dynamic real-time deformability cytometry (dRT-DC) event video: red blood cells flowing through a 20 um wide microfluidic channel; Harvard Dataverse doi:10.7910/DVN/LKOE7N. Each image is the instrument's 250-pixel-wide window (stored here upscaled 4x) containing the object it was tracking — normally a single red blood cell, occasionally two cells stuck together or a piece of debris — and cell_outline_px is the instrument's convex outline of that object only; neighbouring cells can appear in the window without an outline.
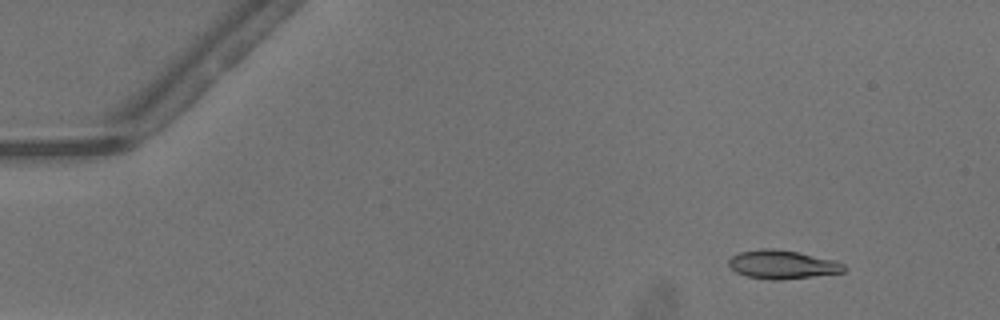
{"species": "common noctule bat (a hibernating species)", "species_latin": "Nyctalus noctula", "temperature_condition": "warm", "stored_images_in_passage": 40, "camera_frame_rate_fps": 3000, "um_per_image_px": 0.085, "animal": {"sex": "male", "body_mass_g": 13.3}, "frame": {"image": 1, "passage_image": 6, "time_ms": 1.667, "image_size_px": [1000, 320], "cell_outline_px": [[844, 272], [812, 276], [776, 280], [772, 280], [748, 276], [736, 272], [728, 264], [728, 260], [732, 256], [740, 252], [760, 248], [772, 248], [796, 252], [836, 260], [844, 264]], "centroid_in_image_um": [66.48, 22.47], "position_along_channel_um": 18.5, "area_um2": 18.96}}
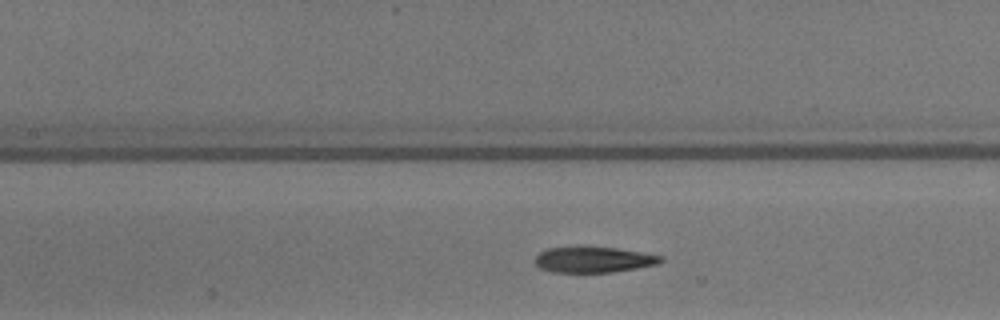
{"frame": {"image": 2, "passage_image": 24, "time_ms": 7.667, "image_size_px": [1000, 320], "cell_outline_px": [[664, 260], [656, 264], [636, 268], [612, 272], [552, 272], [540, 268], [532, 260], [540, 252], [548, 248], [576, 244], [580, 244], [616, 248], [664, 256]], "centroid_in_image_um": [50.38, 22.03], "position_along_channel_um": 157.0, "area_um2": 19.54}}
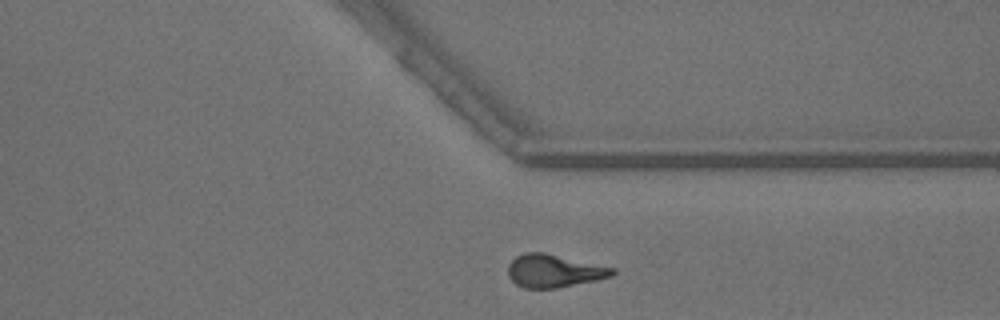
{"frame": {"image": 3, "passage_image": 39, "time_ms": 12.667, "image_size_px": [1000, 320], "cell_outline_px": [[616, 272], [612, 276], [596, 280], [556, 288], [524, 288], [516, 284], [508, 276], [508, 264], [516, 256], [524, 252], [544, 252], [616, 268]], "centroid_in_image_um": [47.08, 23.02], "position_along_channel_um": 364.3, "area_um2": 20.06}, "authors_computed_cell_mechanics": {"area_um2": 19.652, "velocity_mm_per_s": 4.1503, "shape_relaxation_time_tau1_ms": null, "shape_relaxation_time_tau2_ms": 2.43, "deformation_change_tau1": null, "deformation_change_tau2": 0.1164}}